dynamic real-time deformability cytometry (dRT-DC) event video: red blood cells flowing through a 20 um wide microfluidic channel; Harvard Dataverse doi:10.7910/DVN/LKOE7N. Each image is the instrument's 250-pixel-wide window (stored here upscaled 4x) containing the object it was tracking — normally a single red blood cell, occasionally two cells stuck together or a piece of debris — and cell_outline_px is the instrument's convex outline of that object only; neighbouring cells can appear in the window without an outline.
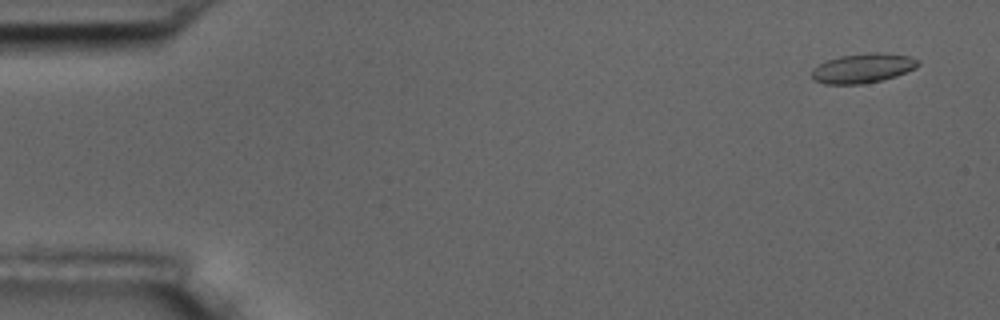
{"species": "common noctule bat (a hibernating species)", "species_latin": "Nyctalus noctula", "temperature_condition": "room temperature", "stored_images_in_passage": 5, "camera_frame_rate_fps": 3000, "um_per_image_px": 0.085, "animal": {"sex": "male", "body_mass_g": 17.5, "forearm_length_mm": 52.3}, "frame": {"image": 1, "passage_image": 1, "time_ms": 0.0, "image_size_px": [1000, 320], "cell_outline_px": [[920, 64], [916, 68], [896, 76], [880, 80], [860, 84], [824, 84], [812, 80], [812, 68], [828, 60], [840, 56], [868, 52], [880, 52], [908, 56], [920, 60]], "centroid_in_image_um": [73.34, 5.79], "position_along_channel_um": 11.7, "area_um2": 18.32}}
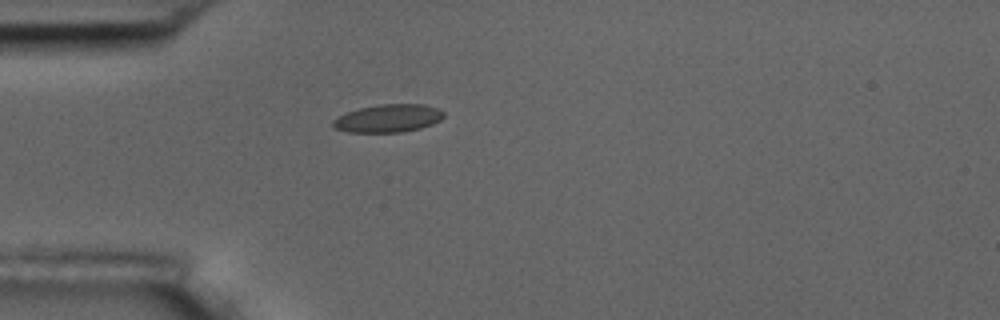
{"frame": {"image": 2, "passage_image": 5, "time_ms": 4.333, "image_size_px": [1000, 320], "cell_outline_px": [[444, 116], [440, 120], [432, 124], [420, 128], [400, 132], [348, 132], [336, 128], [332, 124], [332, 120], [336, 116], [360, 108], [380, 104], [424, 104], [440, 108], [444, 112]], "centroid_in_image_um": [33.01, 10.05], "position_along_channel_um": 52.0, "area_um2": 18.03}}